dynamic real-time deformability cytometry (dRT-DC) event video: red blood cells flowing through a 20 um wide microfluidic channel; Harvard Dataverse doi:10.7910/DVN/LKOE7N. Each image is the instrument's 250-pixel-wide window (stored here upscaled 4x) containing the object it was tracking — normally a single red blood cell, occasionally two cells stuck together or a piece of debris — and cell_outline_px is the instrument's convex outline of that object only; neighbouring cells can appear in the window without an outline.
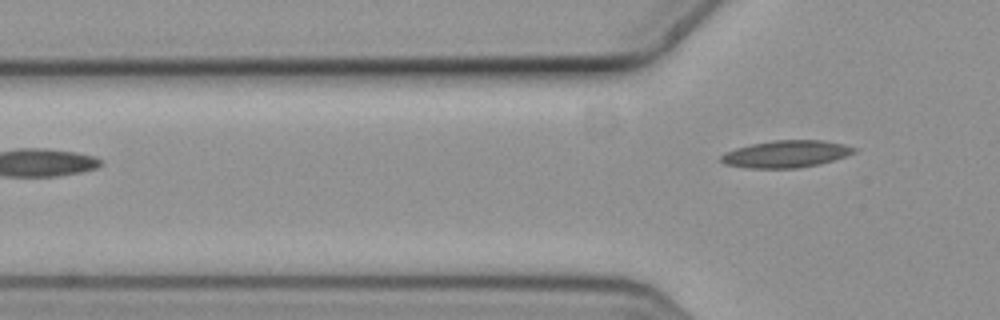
{"species": "common noctule bat (a hibernating species)", "species_latin": "Nyctalus noctula", "temperature_condition": "cold", "stored_images_in_passage": 3, "camera_frame_rate_fps": 3000, "um_per_image_px": 0.085, "animal": {"sex": "female", "body_mass_g": 19.3, "forearm_length_mm": 54.1}, "frame": {"image": 1, "passage_image": 3, "time_ms": 0.667, "image_size_px": [1000, 320], "cell_outline_px": [[856, 152], [820, 164], [796, 168], [744, 168], [724, 164], [720, 160], [720, 156], [724, 152], [736, 148], [752, 144], [776, 140], [824, 140], [844, 144], [856, 148]], "centroid_in_image_um": [66.78, 13.09], "position_along_channel_um": 59.0, "area_um2": 20.98}}